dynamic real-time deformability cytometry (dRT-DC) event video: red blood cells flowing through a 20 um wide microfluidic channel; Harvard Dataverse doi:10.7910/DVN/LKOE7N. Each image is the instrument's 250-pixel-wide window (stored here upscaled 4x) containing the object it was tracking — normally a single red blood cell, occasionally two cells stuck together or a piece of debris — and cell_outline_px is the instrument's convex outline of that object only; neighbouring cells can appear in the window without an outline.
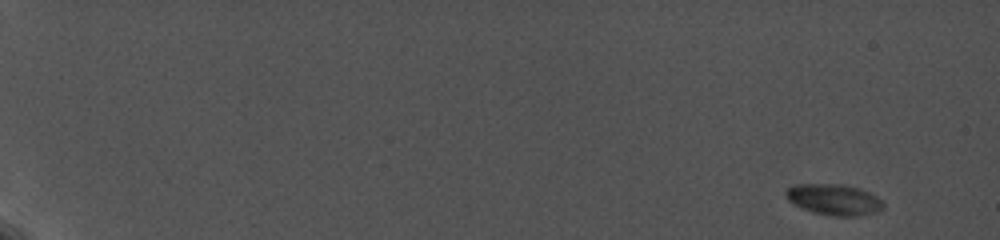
{"species": "common noctule bat (a hibernating species)", "species_latin": "Nyctalus noctula", "temperature_condition": "cold", "stored_images_in_passage": 56, "camera_frame_rate_fps": 5000, "um_per_image_px": 0.085, "animal": {"sex": "female", "body_mass_g": 19.0, "forearm_length_mm": 56.7}, "frame": {"image": 1, "passage_image": 1, "time_ms": 0.0, "image_size_px": [1000, 240], "cell_outline_px": [[884, 204], [880, 208], [872, 212], [856, 216], [832, 216], [812, 212], [792, 204], [788, 200], [784, 192], [792, 184], [840, 184], [860, 188], [876, 196]], "centroid_in_image_um": [70.81, 16.95], "position_along_channel_um": 14.2, "area_um2": 17.46}}
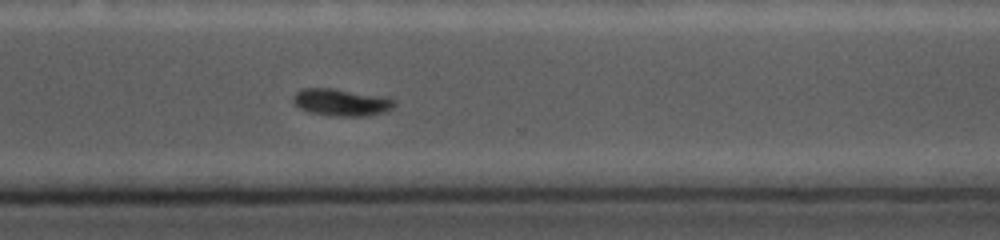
{"frame": {"image": 2, "passage_image": 47, "time_ms": 14.6, "image_size_px": [1000, 240], "cell_outline_px": [[396, 104], [392, 108], [384, 112], [368, 116], [332, 116], [312, 112], [300, 108], [292, 100], [292, 96], [300, 88], [332, 88], [384, 96], [396, 100]], "centroid_in_image_um": [29.03, 8.69], "position_along_channel_um": 341.6, "area_um2": 16.07}}
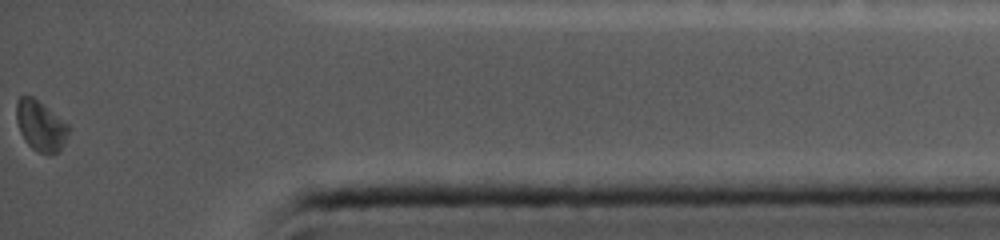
{"frame": {"image": 3, "passage_image": 56, "time_ms": 17.4, "image_size_px": [1000, 240], "cell_outline_px": [[72, 128], [64, 144], [56, 152], [40, 152], [32, 148], [24, 140], [20, 132], [16, 120], [16, 100], [20, 96], [32, 96], [68, 124]], "centroid_in_image_um": [3.44, 10.67], "position_along_channel_um": 431.8, "area_um2": 15.14}}